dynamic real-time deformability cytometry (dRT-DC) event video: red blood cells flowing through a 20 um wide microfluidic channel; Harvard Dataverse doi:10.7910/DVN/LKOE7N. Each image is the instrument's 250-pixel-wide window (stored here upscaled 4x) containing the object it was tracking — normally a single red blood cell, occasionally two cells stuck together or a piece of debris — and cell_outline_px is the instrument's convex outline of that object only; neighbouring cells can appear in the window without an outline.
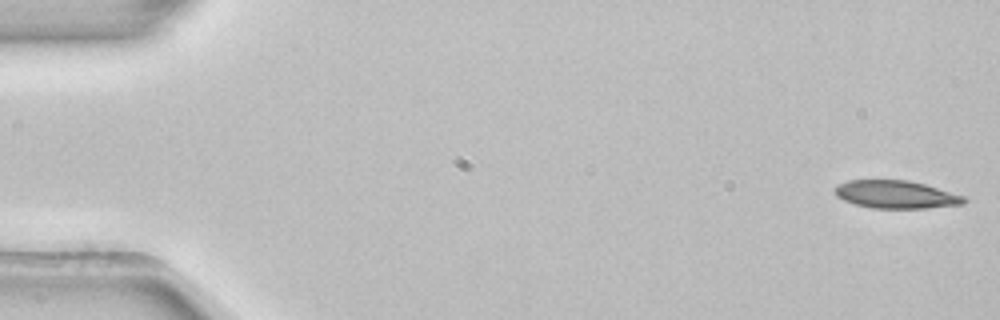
{"species": "common noctule bat (a hibernating species)", "species_latin": "Nyctalus noctula", "temperature_condition": "room temperature", "stored_images_in_passage": 52, "camera_frame_rate_fps": 3000, "um_per_image_px": 0.085, "animal": {"sex": "female", "body_mass_g": 22.7, "forearm_length_mm": 54.2}, "frame": {"image": 1, "passage_image": 1, "time_ms": 0.0, "image_size_px": [1000, 320], "cell_outline_px": [[968, 200], [964, 204], [924, 208], [872, 208], [856, 204], [844, 200], [836, 196], [836, 188], [840, 184], [848, 180], [908, 180], [924, 184], [964, 196]], "centroid_in_image_um": [76.18, 16.53], "position_along_channel_um": 8.8, "area_um2": 20.69}}
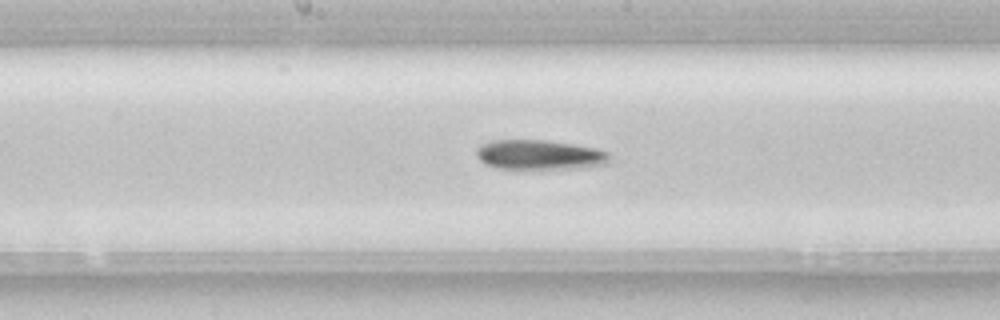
{"frame": {"image": 2, "passage_image": 27, "time_ms": 8.667, "image_size_px": [1000, 320], "cell_outline_px": [[608, 164], [584, 168], [496, 168], [484, 164], [476, 156], [476, 148], [480, 144], [492, 140], [544, 140], [572, 144], [596, 148], [608, 152]], "centroid_in_image_um": [45.83, 13.15], "position_along_channel_um": 202.4, "area_um2": 23.06}}
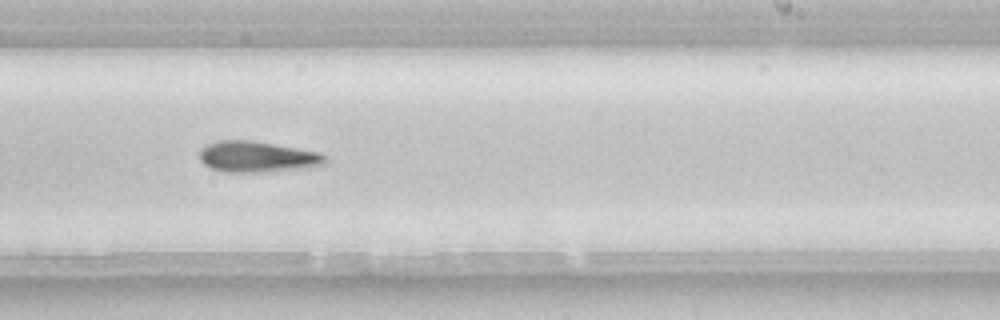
{"frame": {"image": 3, "passage_image": 32, "time_ms": 10.333, "image_size_px": [1000, 320], "cell_outline_px": [[328, 156], [324, 164], [312, 168], [256, 172], [224, 172], [212, 168], [204, 164], [200, 160], [200, 148], [208, 144], [220, 140], [252, 140], [320, 152]], "centroid_in_image_um": [21.9, 13.33], "position_along_channel_um": 267.1, "area_um2": 22.83}}